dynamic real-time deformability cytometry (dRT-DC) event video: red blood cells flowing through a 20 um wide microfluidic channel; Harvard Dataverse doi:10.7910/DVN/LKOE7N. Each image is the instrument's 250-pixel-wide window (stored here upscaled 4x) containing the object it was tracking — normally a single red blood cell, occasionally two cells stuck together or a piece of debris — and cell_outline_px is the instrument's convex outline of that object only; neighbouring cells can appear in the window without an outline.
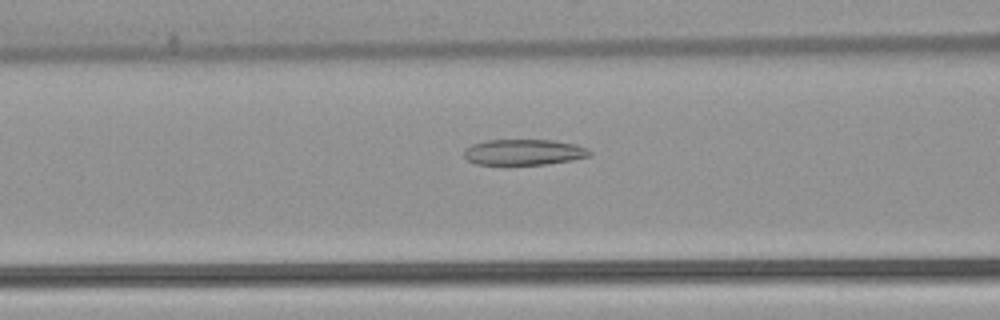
{"species": "common noctule bat (a hibernating species)", "species_latin": "Nyctalus noctula", "temperature_condition": "warm", "stored_images_in_passage": 52, "camera_frame_rate_fps": 3000, "um_per_image_px": 0.085, "animal": {"sex": "female", "body_mass_g": 22.7, "forearm_length_mm": 54.2}, "frame": {"image": 1, "passage_image": 21, "time_ms": 6.667, "image_size_px": [1000, 320], "cell_outline_px": [[592, 152], [588, 156], [572, 160], [544, 164], [476, 164], [468, 160], [464, 156], [464, 148], [472, 144], [488, 140], [552, 140], [576, 144], [588, 148]], "centroid_in_image_um": [44.52, 12.92], "position_along_channel_um": 122.1, "area_um2": 18.79}}
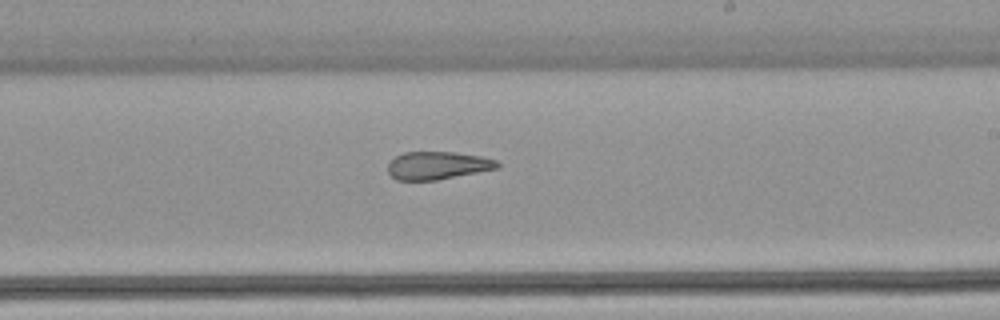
{"frame": {"image": 2, "passage_image": 31, "time_ms": 10.0, "image_size_px": [1000, 320], "cell_outline_px": [[500, 168], [436, 180], [396, 180], [388, 172], [388, 164], [396, 156], [404, 152], [456, 152], [480, 156], [496, 160], [500, 164]], "centroid_in_image_um": [37.21, 14.06], "position_along_channel_um": 251.8, "area_um2": 17.74}}
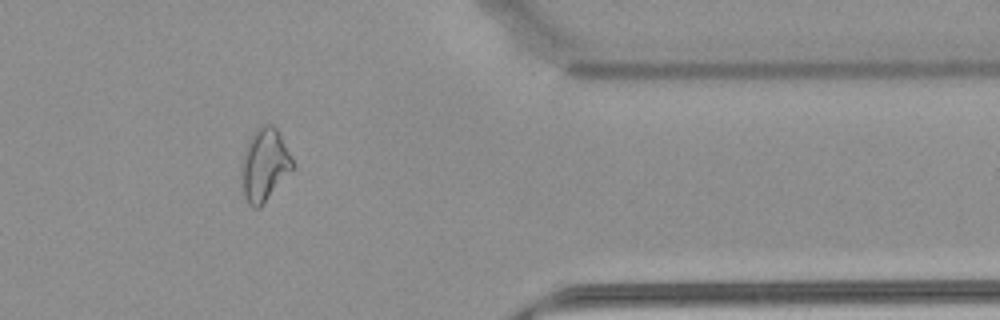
{"frame": {"image": 3, "passage_image": 43, "time_ms": 14.0, "image_size_px": [1000, 320], "cell_outline_px": [[292, 168], [260, 208], [252, 208], [248, 204], [244, 196], [240, 172], [240, 164], [248, 140], [256, 128], [260, 124], [272, 124], [276, 128], [292, 156]], "centroid_in_image_um": [22.43, 13.99], "position_along_channel_um": 389.0, "area_um2": 21.56}, "authors_computed_cell_mechanics": {"area_um2": 21.964, "velocity_mm_per_s": 3.9008, "shape_relaxation_time_tau1_ms": null, "shape_relaxation_time_tau2_ms": 3.2517, "deformation_change_tau1": null, "deformation_change_tau2": 0.1219}}